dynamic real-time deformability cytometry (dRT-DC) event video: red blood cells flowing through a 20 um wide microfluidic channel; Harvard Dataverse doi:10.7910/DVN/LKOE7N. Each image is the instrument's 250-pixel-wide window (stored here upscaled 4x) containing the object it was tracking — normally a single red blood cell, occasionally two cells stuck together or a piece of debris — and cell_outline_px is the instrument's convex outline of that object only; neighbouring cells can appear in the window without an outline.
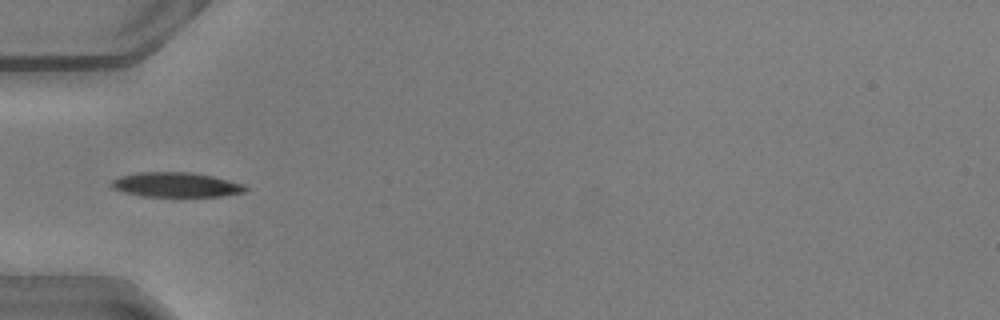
{"species": "common noctule bat (a hibernating species)", "species_latin": "Nyctalus noctula", "temperature_condition": "warm", "stored_images_in_passage": 3, "camera_frame_rate_fps": 3000, "um_per_image_px": 0.085, "animal": {"sex": "male", "body_mass_g": 20.5, "forearm_length_mm": 52.5}, "frame": {"image": 1, "passage_image": 1, "time_ms": 0.0, "image_size_px": [1000, 320], "cell_outline_px": [[248, 188], [244, 192], [220, 196], [140, 196], [124, 192], [112, 188], [112, 180], [120, 176], [136, 172], [192, 172], [212, 176], [244, 184]], "centroid_in_image_um": [14.95, 15.7], "position_along_channel_um": 70.1, "area_um2": 19.19}}